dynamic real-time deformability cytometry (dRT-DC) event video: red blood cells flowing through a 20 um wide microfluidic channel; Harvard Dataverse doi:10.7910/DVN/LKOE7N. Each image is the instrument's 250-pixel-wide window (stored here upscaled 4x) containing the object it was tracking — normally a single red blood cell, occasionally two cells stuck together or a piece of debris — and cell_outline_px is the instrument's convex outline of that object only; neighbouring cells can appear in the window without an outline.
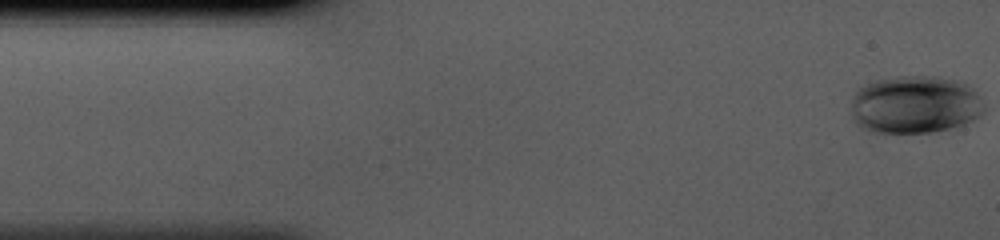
{"species": "human", "species_latin": "Homo sapiens", "temperature_condition": "cold", "stored_images_in_passage": 39, "camera_frame_rate_fps": 3000, "um_per_image_px": 0.085, "donor": {"sex": "male"}, "frame": {"image": 1, "passage_image": 1, "time_ms": 0.0, "image_size_px": [1000, 240], "cell_outline_px": [[984, 112], [972, 120], [964, 124], [952, 128], [932, 132], [868, 132], [860, 128], [852, 120], [852, 96], [856, 88], [864, 84], [876, 80], [896, 76], [936, 76], [956, 80], [968, 84], [980, 96], [984, 104]], "centroid_in_image_um": [77.74, 8.89], "position_along_channel_um": 7.3, "area_um2": 45.49}}
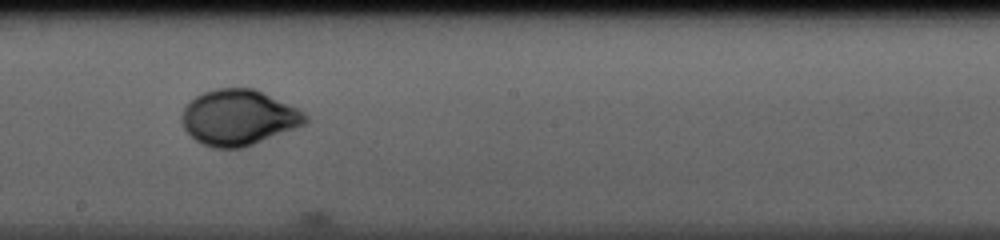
{"frame": {"image": 2, "passage_image": 23, "time_ms": 7.333, "image_size_px": [1000, 240], "cell_outline_px": [[308, 120], [304, 124], [296, 128], [244, 148], [212, 148], [196, 140], [184, 128], [184, 108], [196, 96], [204, 92], [216, 88], [252, 88], [296, 108], [304, 112], [308, 116]], "centroid_in_image_um": [20.3, 10.0], "position_along_channel_um": 227.9, "area_um2": 39.36}}
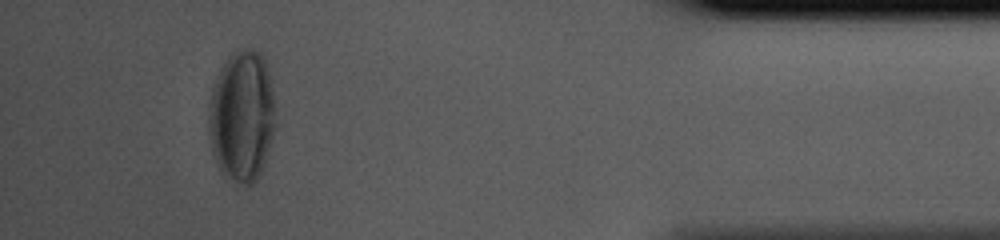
{"frame": {"image": 3, "passage_image": 39, "time_ms": 12.667, "image_size_px": [1000, 240], "cell_outline_px": [[272, 136], [264, 164], [256, 180], [252, 184], [244, 184], [228, 180], [220, 172], [212, 148], [208, 120], [208, 112], [212, 88], [220, 68], [224, 60], [236, 48], [256, 48], [264, 56], [268, 64], [272, 88]], "centroid_in_image_um": [20.53, 9.8], "position_along_channel_um": 414.7, "area_um2": 51.04}}